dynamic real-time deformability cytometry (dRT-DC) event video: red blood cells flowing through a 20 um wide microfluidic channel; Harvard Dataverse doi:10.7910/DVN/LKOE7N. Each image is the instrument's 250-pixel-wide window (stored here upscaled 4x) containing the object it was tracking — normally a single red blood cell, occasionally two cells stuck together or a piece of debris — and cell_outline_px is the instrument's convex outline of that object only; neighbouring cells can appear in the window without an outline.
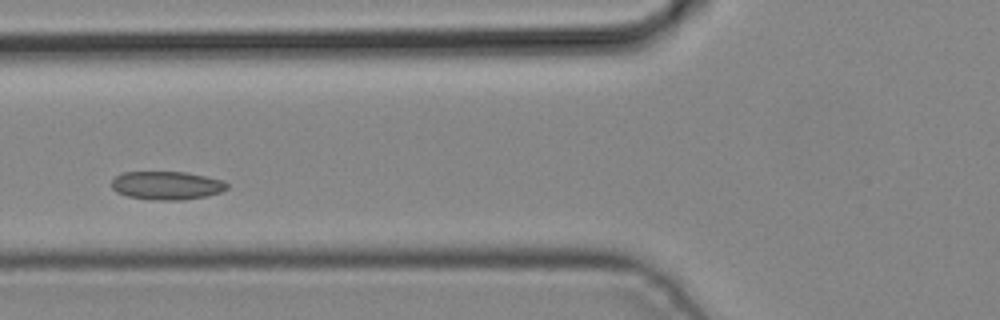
{"species": "common noctule bat (a hibernating species)", "species_latin": "Nyctalus noctula", "temperature_condition": "cold", "stored_images_in_passage": 5, "camera_frame_rate_fps": 3000, "um_per_image_px": 0.085, "animal": {"sex": "male", "body_mass_g": 19.2, "forearm_length_mm": 51.8}, "frame": {"image": 1, "passage_image": 5, "time_ms": 1.333, "image_size_px": [1000, 320], "cell_outline_px": [[228, 188], [220, 192], [208, 196], [184, 200], [152, 200], [128, 196], [116, 192], [112, 188], [112, 180], [116, 176], [124, 172], [184, 172], [224, 180], [228, 184]], "centroid_in_image_um": [14.19, 15.77], "position_along_channel_um": 111.6, "area_um2": 19.13}}